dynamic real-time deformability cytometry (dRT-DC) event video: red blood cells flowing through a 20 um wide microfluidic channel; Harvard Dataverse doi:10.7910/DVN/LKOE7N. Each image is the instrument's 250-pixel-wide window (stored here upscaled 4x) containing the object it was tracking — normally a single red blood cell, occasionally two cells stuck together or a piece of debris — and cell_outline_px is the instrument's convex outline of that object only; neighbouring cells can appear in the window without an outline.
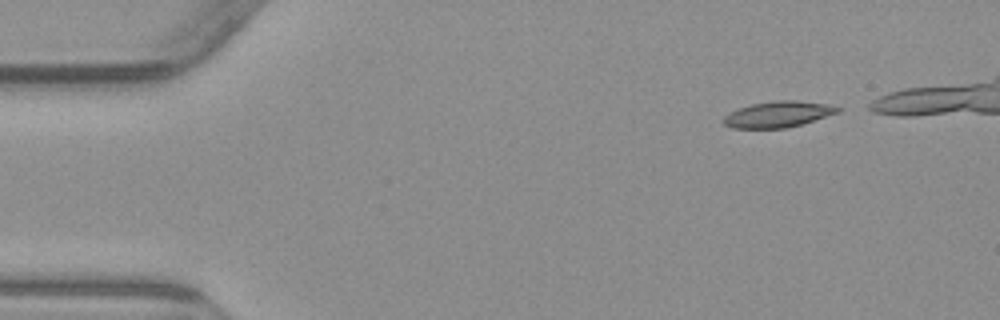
{"species": "common noctule bat (a hibernating species)", "species_latin": "Nyctalus noctula", "temperature_condition": "warm", "stored_images_in_passage": 7, "camera_frame_rate_fps": 3000, "um_per_image_px": 0.085, "animal": {"sex": "male", "body_mass_g": 23.1, "forearm_length_mm": 52.7}, "frame": {"image": 1, "passage_image": 1, "time_ms": 0.0, "image_size_px": [1000, 320], "cell_outline_px": [[844, 108], [840, 112], [800, 124], [784, 128], [732, 128], [724, 124], [720, 120], [724, 116], [740, 108], [752, 104], [776, 100], [796, 100], [828, 104]], "centroid_in_image_um": [66.15, 9.71], "position_along_channel_um": 18.8, "area_um2": 17.22}}
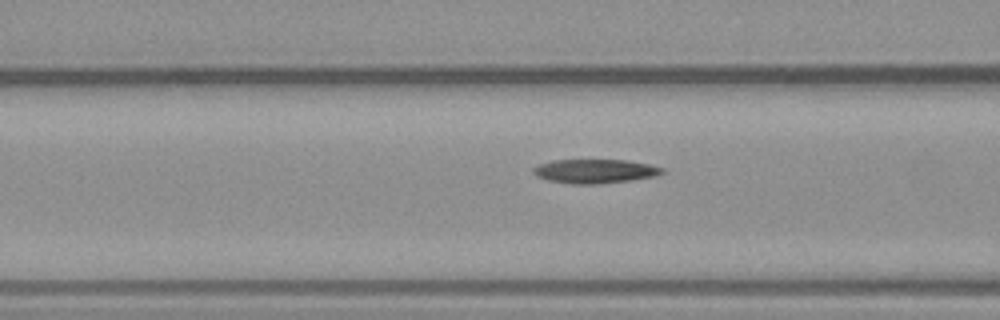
{"frame": {"image": 2, "passage_image": 7, "time_ms": 7.0, "image_size_px": [1000, 320], "cell_outline_px": [[664, 172], [656, 176], [632, 180], [596, 184], [576, 184], [548, 180], [536, 176], [532, 172], [532, 168], [540, 164], [552, 160], [624, 160], [648, 164], [664, 168]], "centroid_in_image_um": [50.56, 14.55], "position_along_channel_um": 116.0, "area_um2": 17.98}}